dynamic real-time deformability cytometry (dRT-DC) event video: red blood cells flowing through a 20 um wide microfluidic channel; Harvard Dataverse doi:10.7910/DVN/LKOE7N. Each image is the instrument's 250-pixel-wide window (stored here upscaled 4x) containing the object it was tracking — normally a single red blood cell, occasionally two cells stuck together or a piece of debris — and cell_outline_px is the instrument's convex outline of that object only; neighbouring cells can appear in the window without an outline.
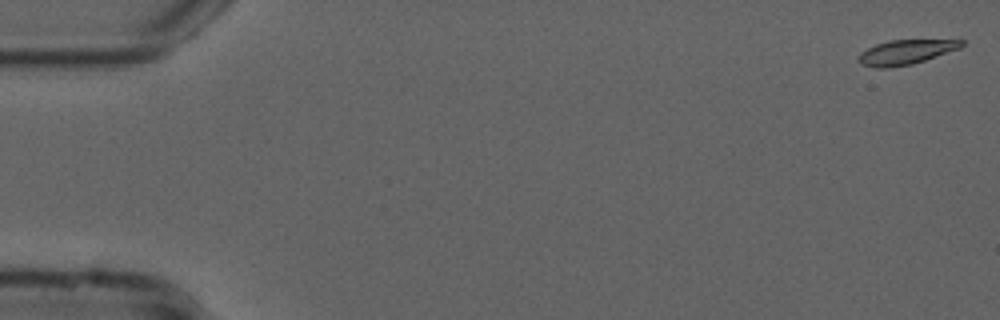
{"species": "common noctule bat (a hibernating species)", "species_latin": "Nyctalus noctula", "temperature_condition": "cold", "stored_images_in_passage": 54, "camera_frame_rate_fps": 3000, "um_per_image_px": 0.085, "animal": {"sex": "male", "forearm_length_mm": 52.5}, "frame": {"image": 1, "passage_image": 1, "time_ms": 0.0, "image_size_px": [1000, 320], "cell_outline_px": [[964, 44], [960, 48], [912, 64], [888, 68], [876, 68], [860, 64], [856, 60], [856, 56], [860, 52], [876, 44], [888, 40], [964, 40]], "centroid_in_image_um": [76.92, 4.44], "position_along_channel_um": 8.1, "area_um2": 14.8}}
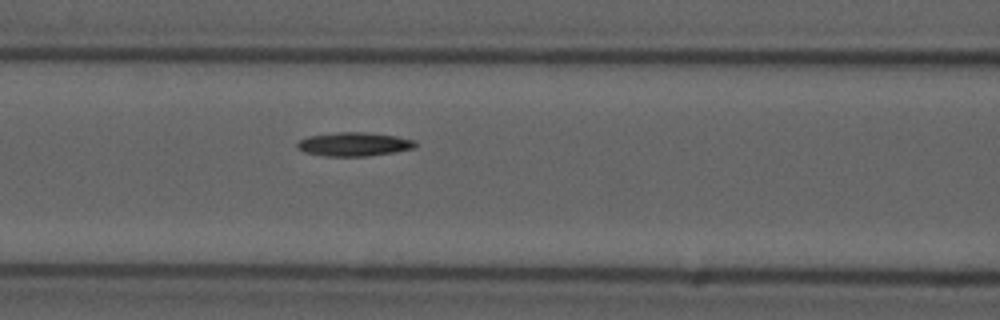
{"frame": {"image": 2, "passage_image": 23, "time_ms": 7.333, "image_size_px": [1000, 320], "cell_outline_px": [[416, 144], [412, 148], [396, 152], [368, 156], [324, 156], [304, 152], [296, 148], [296, 144], [300, 140], [308, 136], [340, 132], [364, 132], [396, 136], [416, 140]], "centroid_in_image_um": [30.07, 12.26], "position_along_channel_um": 136.5, "area_um2": 16.36}}
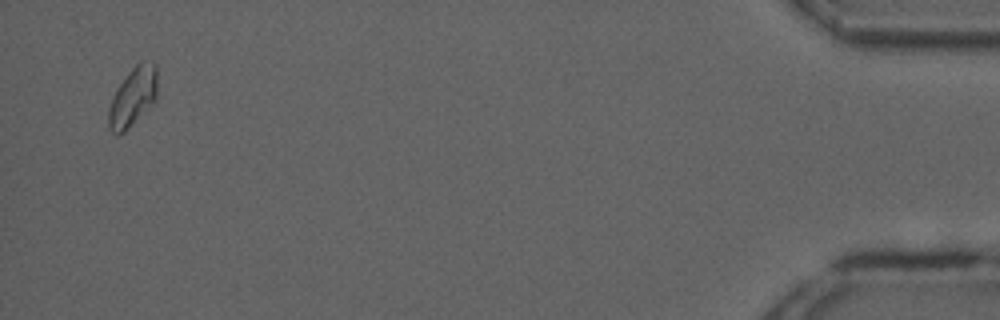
{"frame": {"image": 3, "passage_image": 53, "time_ms": 17.333, "image_size_px": [1000, 320], "cell_outline_px": [[156, 100], [124, 132], [116, 136], [108, 128], [108, 112], [112, 96], [128, 72], [140, 60], [152, 60], [156, 64]], "centroid_in_image_um": [11.29, 8.21], "position_along_channel_um": 423.9, "area_um2": 16.76}}